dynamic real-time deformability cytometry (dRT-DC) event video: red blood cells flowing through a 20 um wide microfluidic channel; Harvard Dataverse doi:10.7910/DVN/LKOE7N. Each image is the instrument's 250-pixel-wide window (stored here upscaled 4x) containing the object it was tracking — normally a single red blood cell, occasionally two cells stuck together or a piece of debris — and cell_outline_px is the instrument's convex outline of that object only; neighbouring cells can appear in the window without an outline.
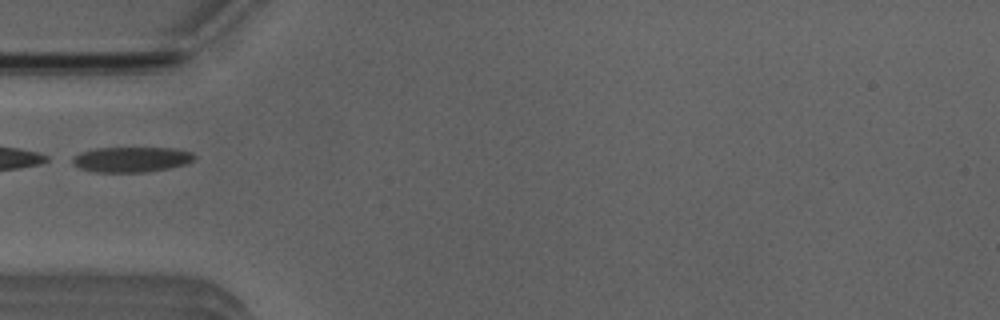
{"species": "Egyptian fruit bat (a non-hibernating species)", "species_latin": "Rousettus aegyptiacus", "temperature_condition": "room temperature", "stored_images_in_passage": 5, "camera_frame_rate_fps": 3000, "um_per_image_px": 0.085, "animal": {"sex": "male"}, "frame": {"image": 1, "passage_image": 4, "time_ms": 3.667, "image_size_px": [1000, 320], "cell_outline_px": [[196, 156], [192, 160], [184, 164], [168, 168], [144, 172], [92, 172], [80, 168], [72, 164], [72, 156], [80, 152], [96, 148], [172, 148], [192, 152]], "centroid_in_image_um": [11.11, 13.55], "position_along_channel_um": 73.9, "area_um2": 17.92}}